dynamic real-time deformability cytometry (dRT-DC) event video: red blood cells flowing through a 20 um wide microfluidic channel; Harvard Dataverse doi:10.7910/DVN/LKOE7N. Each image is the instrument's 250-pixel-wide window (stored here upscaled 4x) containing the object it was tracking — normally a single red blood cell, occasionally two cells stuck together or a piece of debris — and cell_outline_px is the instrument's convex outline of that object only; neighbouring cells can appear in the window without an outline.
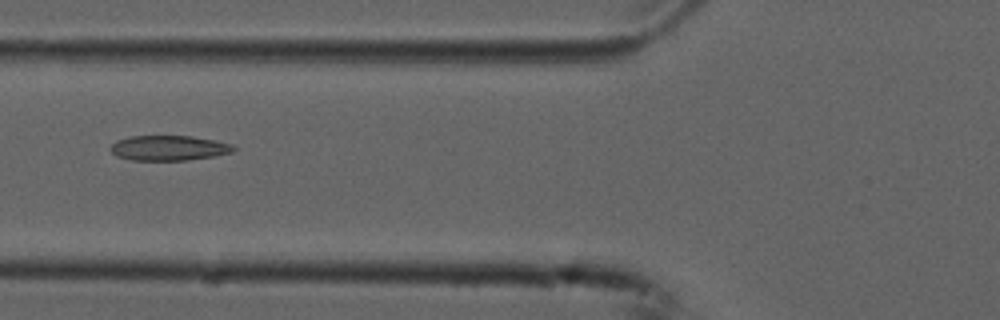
{"species": "common noctule bat (a hibernating species)", "species_latin": "Nyctalus noctula", "temperature_condition": "cold", "stored_images_in_passage": 2, "camera_frame_rate_fps": 3000, "um_per_image_px": 0.085, "animal": {"sex": "male", "forearm_length_mm": 52.5}, "frame": {"image": 1, "passage_image": 2, "time_ms": 0.333, "image_size_px": [1000, 320], "cell_outline_px": [[236, 148], [232, 152], [216, 156], [184, 160], [132, 160], [116, 156], [108, 148], [116, 140], [128, 136], [192, 136], [216, 140], [232, 144]], "centroid_in_image_um": [14.34, 12.57], "position_along_channel_um": 111.5, "area_um2": 18.09}}